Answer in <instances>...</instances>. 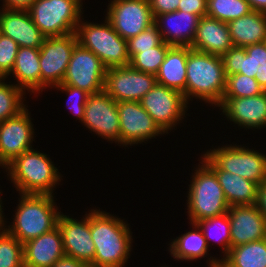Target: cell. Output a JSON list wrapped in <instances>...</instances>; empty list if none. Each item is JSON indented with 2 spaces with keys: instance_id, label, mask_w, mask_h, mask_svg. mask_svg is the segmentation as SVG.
Here are the masks:
<instances>
[{
  "instance_id": "1",
  "label": "cell",
  "mask_w": 266,
  "mask_h": 267,
  "mask_svg": "<svg viewBox=\"0 0 266 267\" xmlns=\"http://www.w3.org/2000/svg\"><path fill=\"white\" fill-rule=\"evenodd\" d=\"M89 211L90 233L95 245L93 267H125L133 249L129 224L100 209Z\"/></svg>"
},
{
  "instance_id": "2",
  "label": "cell",
  "mask_w": 266,
  "mask_h": 267,
  "mask_svg": "<svg viewBox=\"0 0 266 267\" xmlns=\"http://www.w3.org/2000/svg\"><path fill=\"white\" fill-rule=\"evenodd\" d=\"M225 88L222 57L187 47L186 89L183 95L188 104L195 98L215 108L221 103Z\"/></svg>"
},
{
  "instance_id": "3",
  "label": "cell",
  "mask_w": 266,
  "mask_h": 267,
  "mask_svg": "<svg viewBox=\"0 0 266 267\" xmlns=\"http://www.w3.org/2000/svg\"><path fill=\"white\" fill-rule=\"evenodd\" d=\"M19 194L53 195L62 175L48 154L34 148L23 152L4 167Z\"/></svg>"
},
{
  "instance_id": "4",
  "label": "cell",
  "mask_w": 266,
  "mask_h": 267,
  "mask_svg": "<svg viewBox=\"0 0 266 267\" xmlns=\"http://www.w3.org/2000/svg\"><path fill=\"white\" fill-rule=\"evenodd\" d=\"M18 206L12 224L5 229L20 243L39 237L57 226L62 213L53 195L19 194ZM58 210V211H57Z\"/></svg>"
},
{
  "instance_id": "5",
  "label": "cell",
  "mask_w": 266,
  "mask_h": 267,
  "mask_svg": "<svg viewBox=\"0 0 266 267\" xmlns=\"http://www.w3.org/2000/svg\"><path fill=\"white\" fill-rule=\"evenodd\" d=\"M200 160L201 164L195 168L188 185L186 205L189 223L222 215L230 207L215 172Z\"/></svg>"
},
{
  "instance_id": "6",
  "label": "cell",
  "mask_w": 266,
  "mask_h": 267,
  "mask_svg": "<svg viewBox=\"0 0 266 267\" xmlns=\"http://www.w3.org/2000/svg\"><path fill=\"white\" fill-rule=\"evenodd\" d=\"M83 20L82 17L75 32L78 43L83 48L93 52L107 69L130 64L127 41L113 29L106 18L104 23L99 24Z\"/></svg>"
},
{
  "instance_id": "7",
  "label": "cell",
  "mask_w": 266,
  "mask_h": 267,
  "mask_svg": "<svg viewBox=\"0 0 266 267\" xmlns=\"http://www.w3.org/2000/svg\"><path fill=\"white\" fill-rule=\"evenodd\" d=\"M82 0H36L28 10L45 37L75 33L83 12Z\"/></svg>"
},
{
  "instance_id": "8",
  "label": "cell",
  "mask_w": 266,
  "mask_h": 267,
  "mask_svg": "<svg viewBox=\"0 0 266 267\" xmlns=\"http://www.w3.org/2000/svg\"><path fill=\"white\" fill-rule=\"evenodd\" d=\"M215 148L204 153L221 170L237 174L258 186L266 180V154L236 144Z\"/></svg>"
},
{
  "instance_id": "9",
  "label": "cell",
  "mask_w": 266,
  "mask_h": 267,
  "mask_svg": "<svg viewBox=\"0 0 266 267\" xmlns=\"http://www.w3.org/2000/svg\"><path fill=\"white\" fill-rule=\"evenodd\" d=\"M140 103L166 134L186 118L189 109L183 93L158 83L143 96Z\"/></svg>"
},
{
  "instance_id": "10",
  "label": "cell",
  "mask_w": 266,
  "mask_h": 267,
  "mask_svg": "<svg viewBox=\"0 0 266 267\" xmlns=\"http://www.w3.org/2000/svg\"><path fill=\"white\" fill-rule=\"evenodd\" d=\"M78 44L76 33L46 37L40 49L41 92L60 85L72 52Z\"/></svg>"
},
{
  "instance_id": "11",
  "label": "cell",
  "mask_w": 266,
  "mask_h": 267,
  "mask_svg": "<svg viewBox=\"0 0 266 267\" xmlns=\"http://www.w3.org/2000/svg\"><path fill=\"white\" fill-rule=\"evenodd\" d=\"M106 67L90 50L79 43L75 46L60 85L80 88L89 94L104 90Z\"/></svg>"
},
{
  "instance_id": "12",
  "label": "cell",
  "mask_w": 266,
  "mask_h": 267,
  "mask_svg": "<svg viewBox=\"0 0 266 267\" xmlns=\"http://www.w3.org/2000/svg\"><path fill=\"white\" fill-rule=\"evenodd\" d=\"M105 18L126 41L154 24L148 0H111Z\"/></svg>"
},
{
  "instance_id": "13",
  "label": "cell",
  "mask_w": 266,
  "mask_h": 267,
  "mask_svg": "<svg viewBox=\"0 0 266 267\" xmlns=\"http://www.w3.org/2000/svg\"><path fill=\"white\" fill-rule=\"evenodd\" d=\"M82 125L107 142L120 144V123L117 102L104 90L90 94L84 111Z\"/></svg>"
},
{
  "instance_id": "14",
  "label": "cell",
  "mask_w": 266,
  "mask_h": 267,
  "mask_svg": "<svg viewBox=\"0 0 266 267\" xmlns=\"http://www.w3.org/2000/svg\"><path fill=\"white\" fill-rule=\"evenodd\" d=\"M157 83L156 75L130 65L106 69L104 91L116 102L138 101Z\"/></svg>"
},
{
  "instance_id": "15",
  "label": "cell",
  "mask_w": 266,
  "mask_h": 267,
  "mask_svg": "<svg viewBox=\"0 0 266 267\" xmlns=\"http://www.w3.org/2000/svg\"><path fill=\"white\" fill-rule=\"evenodd\" d=\"M120 145L132 146L165 134L138 101L117 102Z\"/></svg>"
},
{
  "instance_id": "16",
  "label": "cell",
  "mask_w": 266,
  "mask_h": 267,
  "mask_svg": "<svg viewBox=\"0 0 266 267\" xmlns=\"http://www.w3.org/2000/svg\"><path fill=\"white\" fill-rule=\"evenodd\" d=\"M26 106L17 115L0 122V167L23 152L33 149L34 124Z\"/></svg>"
},
{
  "instance_id": "17",
  "label": "cell",
  "mask_w": 266,
  "mask_h": 267,
  "mask_svg": "<svg viewBox=\"0 0 266 267\" xmlns=\"http://www.w3.org/2000/svg\"><path fill=\"white\" fill-rule=\"evenodd\" d=\"M57 226L62 235L65 256L93 267L95 245L90 233V212H86L81 220L60 213Z\"/></svg>"
},
{
  "instance_id": "18",
  "label": "cell",
  "mask_w": 266,
  "mask_h": 267,
  "mask_svg": "<svg viewBox=\"0 0 266 267\" xmlns=\"http://www.w3.org/2000/svg\"><path fill=\"white\" fill-rule=\"evenodd\" d=\"M227 121L237 124L238 128H266V91L250 97H222L217 106Z\"/></svg>"
},
{
  "instance_id": "19",
  "label": "cell",
  "mask_w": 266,
  "mask_h": 267,
  "mask_svg": "<svg viewBox=\"0 0 266 267\" xmlns=\"http://www.w3.org/2000/svg\"><path fill=\"white\" fill-rule=\"evenodd\" d=\"M227 213L231 248L266 239V218L256 204L231 206Z\"/></svg>"
},
{
  "instance_id": "20",
  "label": "cell",
  "mask_w": 266,
  "mask_h": 267,
  "mask_svg": "<svg viewBox=\"0 0 266 267\" xmlns=\"http://www.w3.org/2000/svg\"><path fill=\"white\" fill-rule=\"evenodd\" d=\"M200 18L199 15L177 10L154 17V24L165 43L191 47Z\"/></svg>"
},
{
  "instance_id": "21",
  "label": "cell",
  "mask_w": 266,
  "mask_h": 267,
  "mask_svg": "<svg viewBox=\"0 0 266 267\" xmlns=\"http://www.w3.org/2000/svg\"><path fill=\"white\" fill-rule=\"evenodd\" d=\"M1 9L0 28L3 35L14 40L19 47L39 49L42 46L46 37L33 23L29 11Z\"/></svg>"
},
{
  "instance_id": "22",
  "label": "cell",
  "mask_w": 266,
  "mask_h": 267,
  "mask_svg": "<svg viewBox=\"0 0 266 267\" xmlns=\"http://www.w3.org/2000/svg\"><path fill=\"white\" fill-rule=\"evenodd\" d=\"M23 254L24 267H52L65 256L62 235L58 226L25 242Z\"/></svg>"
},
{
  "instance_id": "23",
  "label": "cell",
  "mask_w": 266,
  "mask_h": 267,
  "mask_svg": "<svg viewBox=\"0 0 266 267\" xmlns=\"http://www.w3.org/2000/svg\"><path fill=\"white\" fill-rule=\"evenodd\" d=\"M233 46L227 23L207 15L200 18L191 49L222 57Z\"/></svg>"
},
{
  "instance_id": "24",
  "label": "cell",
  "mask_w": 266,
  "mask_h": 267,
  "mask_svg": "<svg viewBox=\"0 0 266 267\" xmlns=\"http://www.w3.org/2000/svg\"><path fill=\"white\" fill-rule=\"evenodd\" d=\"M225 76L236 73L255 78L266 68L265 42L246 47L233 46L222 56Z\"/></svg>"
},
{
  "instance_id": "25",
  "label": "cell",
  "mask_w": 266,
  "mask_h": 267,
  "mask_svg": "<svg viewBox=\"0 0 266 267\" xmlns=\"http://www.w3.org/2000/svg\"><path fill=\"white\" fill-rule=\"evenodd\" d=\"M200 158L215 172L230 207L257 203L258 185L255 182L221 170L204 152Z\"/></svg>"
},
{
  "instance_id": "26",
  "label": "cell",
  "mask_w": 266,
  "mask_h": 267,
  "mask_svg": "<svg viewBox=\"0 0 266 267\" xmlns=\"http://www.w3.org/2000/svg\"><path fill=\"white\" fill-rule=\"evenodd\" d=\"M40 49L19 47L16 60L11 73L6 77H15L16 86L25 93L26 90L38 95L41 93V70H40ZM12 74V75H11Z\"/></svg>"
},
{
  "instance_id": "27",
  "label": "cell",
  "mask_w": 266,
  "mask_h": 267,
  "mask_svg": "<svg viewBox=\"0 0 266 267\" xmlns=\"http://www.w3.org/2000/svg\"><path fill=\"white\" fill-rule=\"evenodd\" d=\"M231 40L236 47L262 43L266 41V14L251 11L248 15L229 21Z\"/></svg>"
},
{
  "instance_id": "28",
  "label": "cell",
  "mask_w": 266,
  "mask_h": 267,
  "mask_svg": "<svg viewBox=\"0 0 266 267\" xmlns=\"http://www.w3.org/2000/svg\"><path fill=\"white\" fill-rule=\"evenodd\" d=\"M187 46H171L156 74L157 83L181 93L186 89Z\"/></svg>"
},
{
  "instance_id": "29",
  "label": "cell",
  "mask_w": 266,
  "mask_h": 267,
  "mask_svg": "<svg viewBox=\"0 0 266 267\" xmlns=\"http://www.w3.org/2000/svg\"><path fill=\"white\" fill-rule=\"evenodd\" d=\"M192 230L172 239L168 244L171 257L180 261H193L205 258L208 255L209 246L202 230L196 223H189Z\"/></svg>"
},
{
  "instance_id": "30",
  "label": "cell",
  "mask_w": 266,
  "mask_h": 267,
  "mask_svg": "<svg viewBox=\"0 0 266 267\" xmlns=\"http://www.w3.org/2000/svg\"><path fill=\"white\" fill-rule=\"evenodd\" d=\"M221 264L224 267H266V239L232 247Z\"/></svg>"
},
{
  "instance_id": "31",
  "label": "cell",
  "mask_w": 266,
  "mask_h": 267,
  "mask_svg": "<svg viewBox=\"0 0 266 267\" xmlns=\"http://www.w3.org/2000/svg\"><path fill=\"white\" fill-rule=\"evenodd\" d=\"M196 224L202 230L208 246L210 247V241L214 240L221 245V250L224 258L231 249V235H230V222L228 213H224L219 216H214L206 219H202Z\"/></svg>"
},
{
  "instance_id": "32",
  "label": "cell",
  "mask_w": 266,
  "mask_h": 267,
  "mask_svg": "<svg viewBox=\"0 0 266 267\" xmlns=\"http://www.w3.org/2000/svg\"><path fill=\"white\" fill-rule=\"evenodd\" d=\"M252 11L246 0H207L206 15L228 23Z\"/></svg>"
},
{
  "instance_id": "33",
  "label": "cell",
  "mask_w": 266,
  "mask_h": 267,
  "mask_svg": "<svg viewBox=\"0 0 266 267\" xmlns=\"http://www.w3.org/2000/svg\"><path fill=\"white\" fill-rule=\"evenodd\" d=\"M5 80L0 78V122L17 115L26 107L23 98L26 93L15 83L9 84Z\"/></svg>"
},
{
  "instance_id": "34",
  "label": "cell",
  "mask_w": 266,
  "mask_h": 267,
  "mask_svg": "<svg viewBox=\"0 0 266 267\" xmlns=\"http://www.w3.org/2000/svg\"><path fill=\"white\" fill-rule=\"evenodd\" d=\"M170 47L171 45L162 41L156 47L141 50L130 59L129 65L138 71L156 75Z\"/></svg>"
},
{
  "instance_id": "35",
  "label": "cell",
  "mask_w": 266,
  "mask_h": 267,
  "mask_svg": "<svg viewBox=\"0 0 266 267\" xmlns=\"http://www.w3.org/2000/svg\"><path fill=\"white\" fill-rule=\"evenodd\" d=\"M0 267H24L23 244L5 228L0 230Z\"/></svg>"
},
{
  "instance_id": "36",
  "label": "cell",
  "mask_w": 266,
  "mask_h": 267,
  "mask_svg": "<svg viewBox=\"0 0 266 267\" xmlns=\"http://www.w3.org/2000/svg\"><path fill=\"white\" fill-rule=\"evenodd\" d=\"M262 92L263 89L255 78L240 73L226 76V88L223 97H250Z\"/></svg>"
},
{
  "instance_id": "37",
  "label": "cell",
  "mask_w": 266,
  "mask_h": 267,
  "mask_svg": "<svg viewBox=\"0 0 266 267\" xmlns=\"http://www.w3.org/2000/svg\"><path fill=\"white\" fill-rule=\"evenodd\" d=\"M160 31L155 24L143 30L137 36L127 40L128 55L130 59L141 50L151 49L162 42Z\"/></svg>"
},
{
  "instance_id": "38",
  "label": "cell",
  "mask_w": 266,
  "mask_h": 267,
  "mask_svg": "<svg viewBox=\"0 0 266 267\" xmlns=\"http://www.w3.org/2000/svg\"><path fill=\"white\" fill-rule=\"evenodd\" d=\"M18 44L1 34L0 36V78H6L12 71L16 55L18 51Z\"/></svg>"
},
{
  "instance_id": "39",
  "label": "cell",
  "mask_w": 266,
  "mask_h": 267,
  "mask_svg": "<svg viewBox=\"0 0 266 267\" xmlns=\"http://www.w3.org/2000/svg\"><path fill=\"white\" fill-rule=\"evenodd\" d=\"M55 88L62 92H66V95L68 93V96H70L69 100H73L71 101V103L73 102L72 104L69 102L70 104L68 109L73 112L72 114L77 120H79V122H82L84 118L85 105L90 94L83 89L70 85H57Z\"/></svg>"
},
{
  "instance_id": "40",
  "label": "cell",
  "mask_w": 266,
  "mask_h": 267,
  "mask_svg": "<svg viewBox=\"0 0 266 267\" xmlns=\"http://www.w3.org/2000/svg\"><path fill=\"white\" fill-rule=\"evenodd\" d=\"M153 17L178 10L180 0H148Z\"/></svg>"
},
{
  "instance_id": "41",
  "label": "cell",
  "mask_w": 266,
  "mask_h": 267,
  "mask_svg": "<svg viewBox=\"0 0 266 267\" xmlns=\"http://www.w3.org/2000/svg\"><path fill=\"white\" fill-rule=\"evenodd\" d=\"M178 11L199 15L200 17L206 16L207 0H180Z\"/></svg>"
},
{
  "instance_id": "42",
  "label": "cell",
  "mask_w": 266,
  "mask_h": 267,
  "mask_svg": "<svg viewBox=\"0 0 266 267\" xmlns=\"http://www.w3.org/2000/svg\"><path fill=\"white\" fill-rule=\"evenodd\" d=\"M36 0H3L2 8L9 10H29Z\"/></svg>"
},
{
  "instance_id": "43",
  "label": "cell",
  "mask_w": 266,
  "mask_h": 267,
  "mask_svg": "<svg viewBox=\"0 0 266 267\" xmlns=\"http://www.w3.org/2000/svg\"><path fill=\"white\" fill-rule=\"evenodd\" d=\"M52 267H90L88 264L75 258L64 256L60 258Z\"/></svg>"
},
{
  "instance_id": "44",
  "label": "cell",
  "mask_w": 266,
  "mask_h": 267,
  "mask_svg": "<svg viewBox=\"0 0 266 267\" xmlns=\"http://www.w3.org/2000/svg\"><path fill=\"white\" fill-rule=\"evenodd\" d=\"M259 211L266 218V180L258 186V195L256 203Z\"/></svg>"
},
{
  "instance_id": "45",
  "label": "cell",
  "mask_w": 266,
  "mask_h": 267,
  "mask_svg": "<svg viewBox=\"0 0 266 267\" xmlns=\"http://www.w3.org/2000/svg\"><path fill=\"white\" fill-rule=\"evenodd\" d=\"M252 11H257L266 14V0H246Z\"/></svg>"
},
{
  "instance_id": "46",
  "label": "cell",
  "mask_w": 266,
  "mask_h": 267,
  "mask_svg": "<svg viewBox=\"0 0 266 267\" xmlns=\"http://www.w3.org/2000/svg\"><path fill=\"white\" fill-rule=\"evenodd\" d=\"M255 79L258 81V84L263 91H266V68L260 70L259 76H255Z\"/></svg>"
},
{
  "instance_id": "47",
  "label": "cell",
  "mask_w": 266,
  "mask_h": 267,
  "mask_svg": "<svg viewBox=\"0 0 266 267\" xmlns=\"http://www.w3.org/2000/svg\"><path fill=\"white\" fill-rule=\"evenodd\" d=\"M207 264L209 267H224L222 264H221V260H220V257L218 259V257H213V256H210V258L207 257Z\"/></svg>"
},
{
  "instance_id": "48",
  "label": "cell",
  "mask_w": 266,
  "mask_h": 267,
  "mask_svg": "<svg viewBox=\"0 0 266 267\" xmlns=\"http://www.w3.org/2000/svg\"><path fill=\"white\" fill-rule=\"evenodd\" d=\"M1 192H2V191L0 190V195L2 194ZM2 203H3V202H2V198H1V196H0V230L4 229L5 226H6V225H5V224H6V223H5L6 221H5V218H4L5 215H3L4 212H3V210H2V209H3V208H2V207H3V206H2Z\"/></svg>"
}]
</instances>
